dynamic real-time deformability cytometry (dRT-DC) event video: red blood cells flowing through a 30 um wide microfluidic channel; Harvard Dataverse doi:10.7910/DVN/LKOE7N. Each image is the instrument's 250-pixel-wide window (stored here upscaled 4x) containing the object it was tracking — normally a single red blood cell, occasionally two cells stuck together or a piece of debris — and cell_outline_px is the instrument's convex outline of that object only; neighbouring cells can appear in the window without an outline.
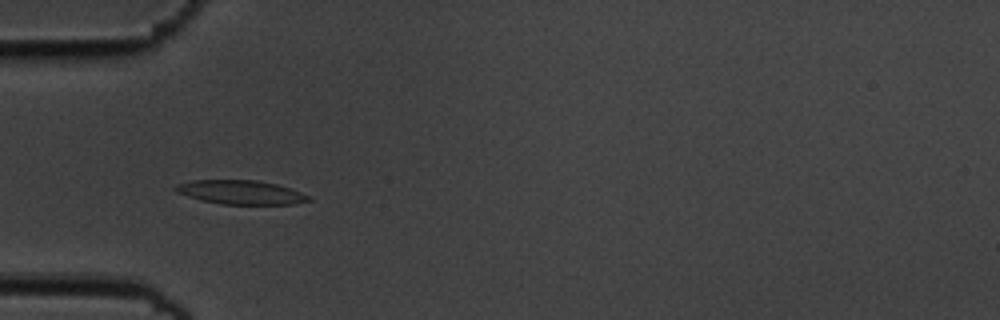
{"species": "common noctule bat (a hibernating species)", "species_latin": "Nyctalus noctula", "temperature_condition": "cold", "stored_images_in_passage": 6, "camera_frame_rate_fps": 3000, "um_per_image_px": 0.085, "animal": {"sex": "male", "body_mass_g": 19.5, "forearm_length_mm": 54.6}, "frame": {"image": 1, "passage_image": 5, "time_ms": 1.333, "image_size_px": [1000, 320], "cell_outline_px": [[312, 200], [296, 204], [220, 204], [188, 196], [176, 192], [172, 188], [176, 184], [192, 180], [256, 180], [276, 184], [300, 192], [308, 196]], "centroid_in_image_um": [20.43, 16.34], "position_along_channel_um": 64.6, "area_um2": 18.44}}
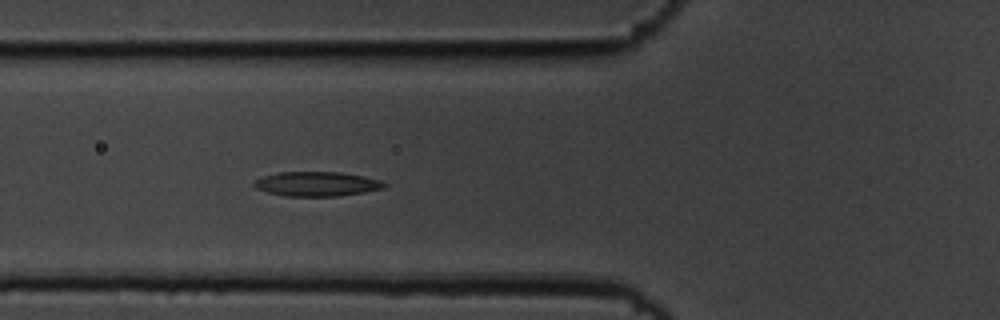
{"frame": {"image": 2, "passage_image": 6, "time_ms": 1.667, "image_size_px": [1000, 320], "cell_outline_px": [[388, 184], [384, 188], [364, 192], [336, 196], [284, 196], [268, 192], [256, 188], [252, 184], [256, 180], [264, 176], [280, 172], [340, 172], [380, 180]], "centroid_in_image_um": [26.92, 15.64], "position_along_channel_um": 98.9, "area_um2": 18.38}}